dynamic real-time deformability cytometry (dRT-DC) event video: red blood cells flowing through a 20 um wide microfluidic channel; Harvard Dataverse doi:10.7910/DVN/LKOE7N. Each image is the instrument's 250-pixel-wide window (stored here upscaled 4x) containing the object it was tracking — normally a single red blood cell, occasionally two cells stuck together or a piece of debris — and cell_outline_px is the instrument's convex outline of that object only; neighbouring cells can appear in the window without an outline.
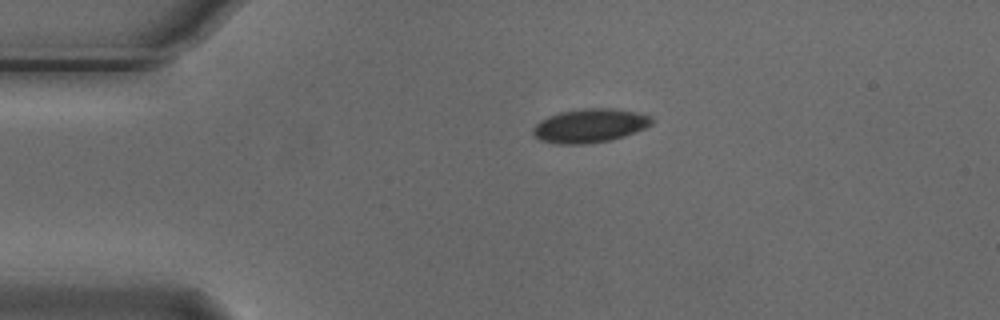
{"species": "Egyptian fruit bat (a non-hibernating species)", "species_latin": "Rousettus aegyptiacus", "temperature_condition": "cold", "stored_images_in_passage": 2, "camera_frame_rate_fps": 3000, "um_per_image_px": 0.085, "animal": {"sex": "male"}, "frame": {"image": 1, "passage_image": 2, "time_ms": 0.333, "image_size_px": [1000, 320], "cell_outline_px": [[656, 120], [652, 124], [636, 132], [624, 136], [608, 140], [580, 144], [556, 144], [540, 140], [532, 132], [532, 128], [540, 120], [548, 116], [560, 112], [584, 108], [616, 108], [636, 112], [652, 116]], "centroid_in_image_um": [50.15, 10.67], "position_along_channel_um": 34.8, "area_um2": 23.47}}